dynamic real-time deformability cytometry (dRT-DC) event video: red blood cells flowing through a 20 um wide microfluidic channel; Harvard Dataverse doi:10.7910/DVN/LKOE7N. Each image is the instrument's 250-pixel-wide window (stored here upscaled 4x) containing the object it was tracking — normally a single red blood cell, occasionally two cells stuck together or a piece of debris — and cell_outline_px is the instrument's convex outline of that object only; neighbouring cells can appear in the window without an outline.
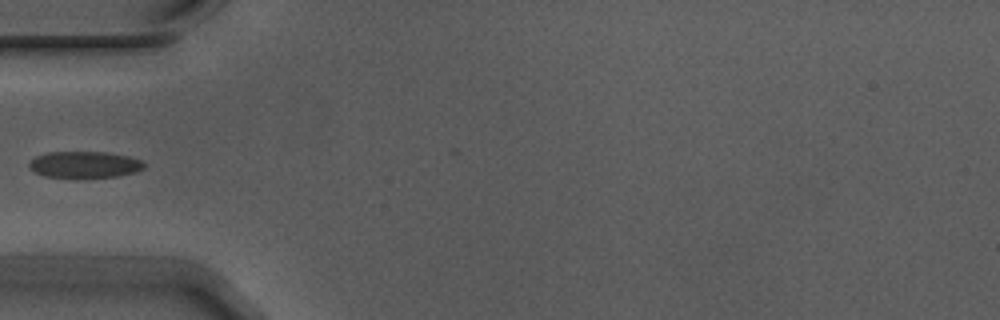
{"species": "Egyptian fruit bat (a non-hibernating species)", "species_latin": "Rousettus aegyptiacus", "temperature_condition": "warm", "stored_images_in_passage": 4, "camera_frame_rate_fps": 3000, "um_per_image_px": 0.085, "animal": {"sex": "male"}, "frame": {"image": 1, "passage_image": 4, "time_ms": 1.0, "image_size_px": [1000, 320], "cell_outline_px": [[148, 164], [144, 168], [136, 172], [120, 176], [44, 176], [36, 172], [28, 164], [28, 160], [36, 156], [48, 152], [108, 152], [128, 156], [140, 160]], "centroid_in_image_um": [7.23, 13.96], "position_along_channel_um": 77.8, "area_um2": 17.46}}